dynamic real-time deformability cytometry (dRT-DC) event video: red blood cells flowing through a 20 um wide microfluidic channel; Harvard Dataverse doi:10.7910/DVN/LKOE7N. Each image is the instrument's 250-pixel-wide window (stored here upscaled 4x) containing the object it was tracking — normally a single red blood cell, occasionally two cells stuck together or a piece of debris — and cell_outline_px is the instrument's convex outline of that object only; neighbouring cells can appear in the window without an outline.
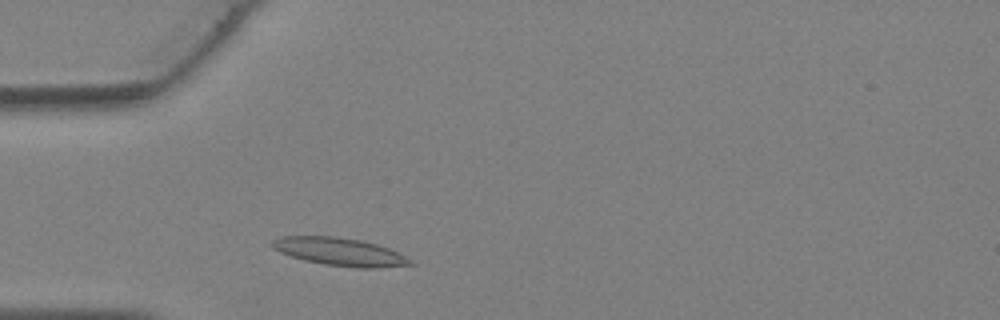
{"species": "Egyptian fruit bat (a non-hibernating species)", "species_latin": "Rousettus aegyptiacus", "temperature_condition": "warm", "stored_images_in_passage": 22, "camera_frame_rate_fps": 3000, "um_per_image_px": 0.085, "animal": {"sex": "female"}, "frame": {"image": 1, "passage_image": 3, "time_ms": 0.667, "image_size_px": [1000, 320], "cell_outline_px": [[416, 264], [380, 268], [360, 268], [324, 264], [304, 260], [280, 252], [272, 248], [272, 240], [284, 236], [336, 236], [364, 240], [388, 248], [412, 260]], "centroid_in_image_um": [28.9, 21.4], "position_along_channel_um": 56.1, "area_um2": 22.43}}
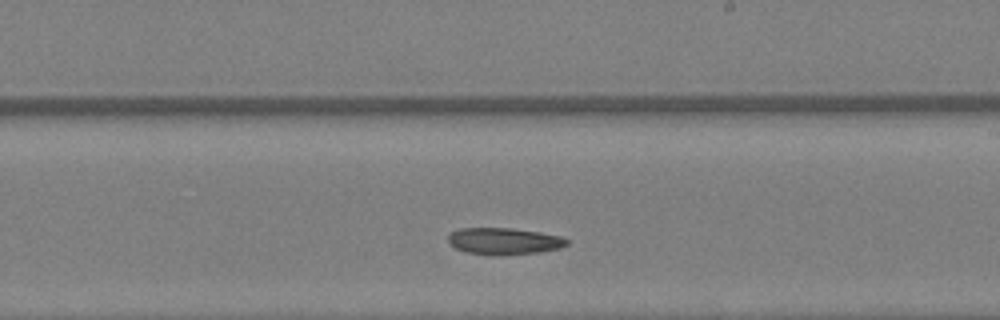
{"frame": {"image": 2, "passage_image": 14, "time_ms": 4.333, "image_size_px": [1000, 320], "cell_outline_px": [[568, 244], [560, 248], [536, 252], [468, 252], [456, 248], [448, 240], [448, 232], [460, 228], [512, 228], [540, 232], [560, 236], [568, 240]], "centroid_in_image_um": [42.84, 20.43], "position_along_channel_um": 246.2, "area_um2": 17.46}}
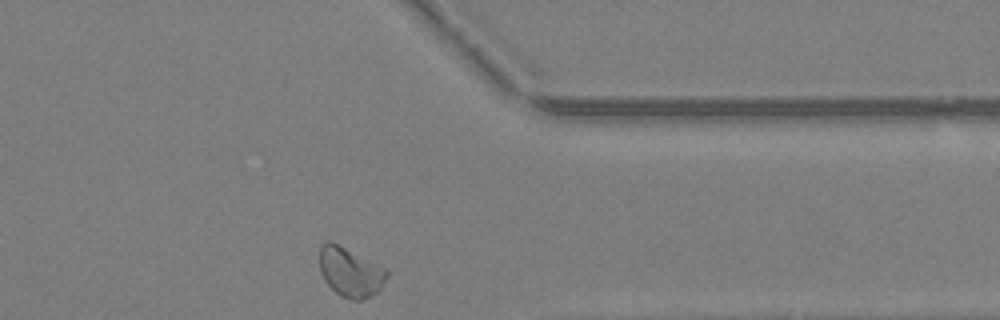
{"frame": {"image": 3, "passage_image": 22, "time_ms": 7.0, "image_size_px": [1000, 320], "cell_outline_px": [[388, 276], [380, 288], [376, 292], [360, 300], [352, 300], [340, 296], [324, 280], [320, 272], [320, 244], [328, 240], [388, 268]], "centroid_in_image_um": [29.78, 23.12], "position_along_channel_um": 381.6, "area_um2": 19.25}}